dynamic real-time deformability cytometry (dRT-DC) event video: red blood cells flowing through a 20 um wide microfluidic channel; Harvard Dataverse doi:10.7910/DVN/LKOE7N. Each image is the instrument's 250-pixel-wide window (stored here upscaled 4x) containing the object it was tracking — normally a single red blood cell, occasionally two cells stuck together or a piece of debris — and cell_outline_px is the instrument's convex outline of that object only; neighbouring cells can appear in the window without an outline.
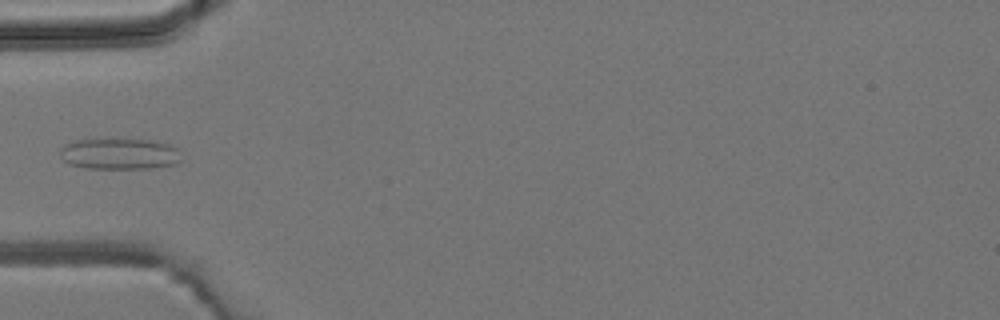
{"species": "common noctule bat (a hibernating species)", "species_latin": "Nyctalus noctula", "temperature_condition": "room temperature", "stored_images_in_passage": 6, "camera_frame_rate_fps": 3000, "um_per_image_px": 0.085, "animal": {"sex": "male", "body_mass_g": 19.2, "forearm_length_mm": 51.8}, "frame": {"image": 1, "passage_image": 5, "time_ms": 5.667, "image_size_px": [1000, 320], "cell_outline_px": [[180, 160], [176, 164], [152, 168], [84, 168], [72, 164], [64, 160], [60, 156], [60, 148], [64, 144], [76, 140], [96, 136], [120, 136], [152, 140], [172, 144], [176, 148]], "centroid_in_image_um": [10.11, 13.0], "position_along_channel_um": 74.9, "area_um2": 23.18}}